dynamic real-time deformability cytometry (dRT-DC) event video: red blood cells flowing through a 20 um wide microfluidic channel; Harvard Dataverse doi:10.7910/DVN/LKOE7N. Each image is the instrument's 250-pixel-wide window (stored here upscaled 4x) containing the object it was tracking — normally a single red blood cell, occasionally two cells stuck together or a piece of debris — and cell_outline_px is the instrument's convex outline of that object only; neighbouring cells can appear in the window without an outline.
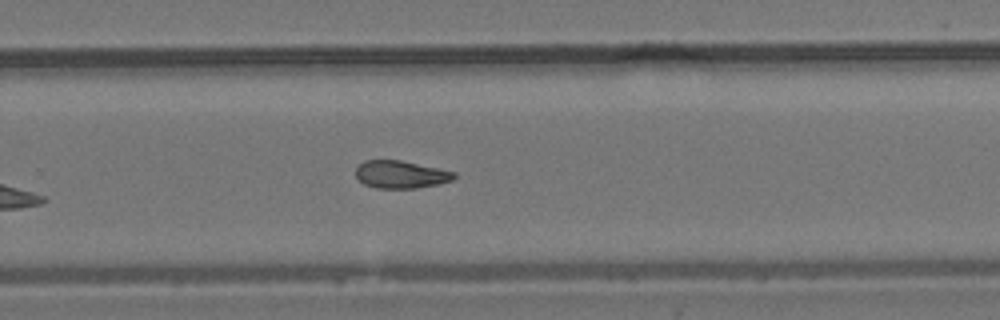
{"species": "common noctule bat (a hibernating species)", "species_latin": "Nyctalus noctula", "temperature_condition": "room temperature", "stored_images_in_passage": 8, "camera_frame_rate_fps": 3000, "um_per_image_px": 0.085, "animal": {"sex": "male", "body_mass_g": 19.2, "forearm_length_mm": 51.8}, "frame": {"image": 1, "passage_image": 8, "time_ms": 9.333, "image_size_px": [1000, 320], "cell_outline_px": [[456, 176], [452, 180], [440, 184], [416, 188], [376, 188], [364, 184], [356, 176], [356, 168], [364, 160], [400, 160], [456, 172]], "centroid_in_image_um": [34.07, 14.83], "position_along_channel_um": 295.7, "area_um2": 15.78}}